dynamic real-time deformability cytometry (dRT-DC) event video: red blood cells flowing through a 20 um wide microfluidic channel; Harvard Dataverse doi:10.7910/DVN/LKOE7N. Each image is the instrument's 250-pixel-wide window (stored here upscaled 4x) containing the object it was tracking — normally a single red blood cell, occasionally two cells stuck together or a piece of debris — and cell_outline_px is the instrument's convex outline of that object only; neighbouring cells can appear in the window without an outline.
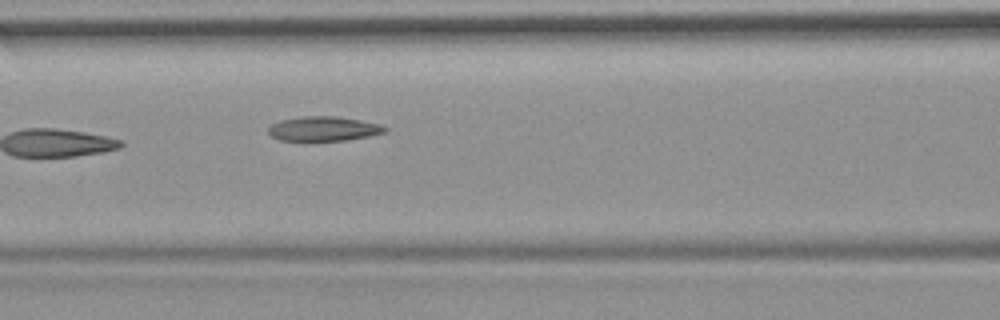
{"species": "common noctule bat (a hibernating species)", "species_latin": "Nyctalus noctula", "temperature_condition": "room temperature", "stored_images_in_passage": 6, "camera_frame_rate_fps": 3000, "um_per_image_px": 0.085, "animal": {"sex": "female", "body_mass_g": 19.9}, "frame": {"image": 1, "passage_image": 6, "time_ms": 6.0, "image_size_px": [1000, 320], "cell_outline_px": [[388, 128], [384, 132], [368, 136], [348, 140], [308, 144], [304, 144], [280, 140], [272, 136], [268, 132], [268, 128], [272, 124], [280, 120], [304, 116], [336, 116], [360, 120], [380, 124]], "centroid_in_image_um": [27.44, 11.0], "position_along_channel_um": 139.2, "area_um2": 17.51}}